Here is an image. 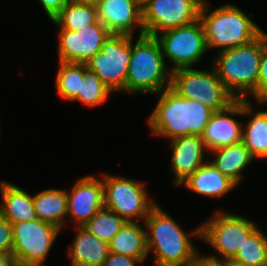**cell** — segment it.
I'll return each mask as SVG.
<instances>
[{
  "label": "cell",
  "mask_w": 267,
  "mask_h": 266,
  "mask_svg": "<svg viewBox=\"0 0 267 266\" xmlns=\"http://www.w3.org/2000/svg\"><path fill=\"white\" fill-rule=\"evenodd\" d=\"M108 244L111 253L137 258L143 262L148 257L146 227L138 222H126Z\"/></svg>",
  "instance_id": "cell-23"
},
{
  "label": "cell",
  "mask_w": 267,
  "mask_h": 266,
  "mask_svg": "<svg viewBox=\"0 0 267 266\" xmlns=\"http://www.w3.org/2000/svg\"><path fill=\"white\" fill-rule=\"evenodd\" d=\"M97 19L111 34L134 35L139 28V34H144L142 9L131 0H102L96 5Z\"/></svg>",
  "instance_id": "cell-16"
},
{
  "label": "cell",
  "mask_w": 267,
  "mask_h": 266,
  "mask_svg": "<svg viewBox=\"0 0 267 266\" xmlns=\"http://www.w3.org/2000/svg\"><path fill=\"white\" fill-rule=\"evenodd\" d=\"M187 266H221V260L216 255H201L198 253Z\"/></svg>",
  "instance_id": "cell-34"
},
{
  "label": "cell",
  "mask_w": 267,
  "mask_h": 266,
  "mask_svg": "<svg viewBox=\"0 0 267 266\" xmlns=\"http://www.w3.org/2000/svg\"><path fill=\"white\" fill-rule=\"evenodd\" d=\"M15 260L43 265L61 229L38 218L12 223Z\"/></svg>",
  "instance_id": "cell-12"
},
{
  "label": "cell",
  "mask_w": 267,
  "mask_h": 266,
  "mask_svg": "<svg viewBox=\"0 0 267 266\" xmlns=\"http://www.w3.org/2000/svg\"><path fill=\"white\" fill-rule=\"evenodd\" d=\"M2 205L0 214L11 224L36 219L33 196L17 185L0 182Z\"/></svg>",
  "instance_id": "cell-20"
},
{
  "label": "cell",
  "mask_w": 267,
  "mask_h": 266,
  "mask_svg": "<svg viewBox=\"0 0 267 266\" xmlns=\"http://www.w3.org/2000/svg\"><path fill=\"white\" fill-rule=\"evenodd\" d=\"M157 205L144 220L148 255H155V266H187L199 253L183 228Z\"/></svg>",
  "instance_id": "cell-2"
},
{
  "label": "cell",
  "mask_w": 267,
  "mask_h": 266,
  "mask_svg": "<svg viewBox=\"0 0 267 266\" xmlns=\"http://www.w3.org/2000/svg\"><path fill=\"white\" fill-rule=\"evenodd\" d=\"M69 248L70 266H102L110 253L109 244L77 226Z\"/></svg>",
  "instance_id": "cell-19"
},
{
  "label": "cell",
  "mask_w": 267,
  "mask_h": 266,
  "mask_svg": "<svg viewBox=\"0 0 267 266\" xmlns=\"http://www.w3.org/2000/svg\"><path fill=\"white\" fill-rule=\"evenodd\" d=\"M249 100L243 99V115L252 116L243 127L242 142L257 159L267 158V111H254ZM252 114V115H250Z\"/></svg>",
  "instance_id": "cell-22"
},
{
  "label": "cell",
  "mask_w": 267,
  "mask_h": 266,
  "mask_svg": "<svg viewBox=\"0 0 267 266\" xmlns=\"http://www.w3.org/2000/svg\"><path fill=\"white\" fill-rule=\"evenodd\" d=\"M155 37L160 43L163 57L173 64L170 67L172 72L198 64L208 50L200 19L188 25L158 33Z\"/></svg>",
  "instance_id": "cell-9"
},
{
  "label": "cell",
  "mask_w": 267,
  "mask_h": 266,
  "mask_svg": "<svg viewBox=\"0 0 267 266\" xmlns=\"http://www.w3.org/2000/svg\"><path fill=\"white\" fill-rule=\"evenodd\" d=\"M261 56L262 33L248 44L218 50L212 66L235 99L248 100L247 95L256 91Z\"/></svg>",
  "instance_id": "cell-5"
},
{
  "label": "cell",
  "mask_w": 267,
  "mask_h": 266,
  "mask_svg": "<svg viewBox=\"0 0 267 266\" xmlns=\"http://www.w3.org/2000/svg\"><path fill=\"white\" fill-rule=\"evenodd\" d=\"M73 0H40L48 19L52 18L62 9V7Z\"/></svg>",
  "instance_id": "cell-33"
},
{
  "label": "cell",
  "mask_w": 267,
  "mask_h": 266,
  "mask_svg": "<svg viewBox=\"0 0 267 266\" xmlns=\"http://www.w3.org/2000/svg\"><path fill=\"white\" fill-rule=\"evenodd\" d=\"M159 100L148 118L153 135L172 140L187 135L202 136L214 111L193 99L180 96L171 87L157 94Z\"/></svg>",
  "instance_id": "cell-1"
},
{
  "label": "cell",
  "mask_w": 267,
  "mask_h": 266,
  "mask_svg": "<svg viewBox=\"0 0 267 266\" xmlns=\"http://www.w3.org/2000/svg\"><path fill=\"white\" fill-rule=\"evenodd\" d=\"M74 1L81 2V3H86V4L97 5V4L100 3L102 0H74Z\"/></svg>",
  "instance_id": "cell-39"
},
{
  "label": "cell",
  "mask_w": 267,
  "mask_h": 266,
  "mask_svg": "<svg viewBox=\"0 0 267 266\" xmlns=\"http://www.w3.org/2000/svg\"><path fill=\"white\" fill-rule=\"evenodd\" d=\"M11 266H42V265L37 263L22 262L14 259Z\"/></svg>",
  "instance_id": "cell-37"
},
{
  "label": "cell",
  "mask_w": 267,
  "mask_h": 266,
  "mask_svg": "<svg viewBox=\"0 0 267 266\" xmlns=\"http://www.w3.org/2000/svg\"><path fill=\"white\" fill-rule=\"evenodd\" d=\"M84 75V64L59 61L56 89L62 99L71 101L79 92Z\"/></svg>",
  "instance_id": "cell-27"
},
{
  "label": "cell",
  "mask_w": 267,
  "mask_h": 266,
  "mask_svg": "<svg viewBox=\"0 0 267 266\" xmlns=\"http://www.w3.org/2000/svg\"><path fill=\"white\" fill-rule=\"evenodd\" d=\"M142 260L122 254L109 253L102 266H138Z\"/></svg>",
  "instance_id": "cell-32"
},
{
  "label": "cell",
  "mask_w": 267,
  "mask_h": 266,
  "mask_svg": "<svg viewBox=\"0 0 267 266\" xmlns=\"http://www.w3.org/2000/svg\"><path fill=\"white\" fill-rule=\"evenodd\" d=\"M259 104H267V33L262 32V56L259 64V78L256 91L251 95Z\"/></svg>",
  "instance_id": "cell-30"
},
{
  "label": "cell",
  "mask_w": 267,
  "mask_h": 266,
  "mask_svg": "<svg viewBox=\"0 0 267 266\" xmlns=\"http://www.w3.org/2000/svg\"><path fill=\"white\" fill-rule=\"evenodd\" d=\"M13 234L11 223L0 214V252L12 253Z\"/></svg>",
  "instance_id": "cell-31"
},
{
  "label": "cell",
  "mask_w": 267,
  "mask_h": 266,
  "mask_svg": "<svg viewBox=\"0 0 267 266\" xmlns=\"http://www.w3.org/2000/svg\"><path fill=\"white\" fill-rule=\"evenodd\" d=\"M209 152L215 155L210 162L237 185L241 182L242 171L254 159L256 160L242 141L233 145L222 146Z\"/></svg>",
  "instance_id": "cell-21"
},
{
  "label": "cell",
  "mask_w": 267,
  "mask_h": 266,
  "mask_svg": "<svg viewBox=\"0 0 267 266\" xmlns=\"http://www.w3.org/2000/svg\"><path fill=\"white\" fill-rule=\"evenodd\" d=\"M111 92L96 73L88 70L84 64V75L80 90L71 101H80L86 106L94 107L104 104Z\"/></svg>",
  "instance_id": "cell-29"
},
{
  "label": "cell",
  "mask_w": 267,
  "mask_h": 266,
  "mask_svg": "<svg viewBox=\"0 0 267 266\" xmlns=\"http://www.w3.org/2000/svg\"><path fill=\"white\" fill-rule=\"evenodd\" d=\"M169 141V147L172 150L170 172L174 174V183L179 186L208 161L204 159V152L207 149L199 135L181 136Z\"/></svg>",
  "instance_id": "cell-17"
},
{
  "label": "cell",
  "mask_w": 267,
  "mask_h": 266,
  "mask_svg": "<svg viewBox=\"0 0 267 266\" xmlns=\"http://www.w3.org/2000/svg\"><path fill=\"white\" fill-rule=\"evenodd\" d=\"M170 87L180 96L202 103L214 112L224 110L236 100L212 65L207 71L193 67L173 71Z\"/></svg>",
  "instance_id": "cell-7"
},
{
  "label": "cell",
  "mask_w": 267,
  "mask_h": 266,
  "mask_svg": "<svg viewBox=\"0 0 267 266\" xmlns=\"http://www.w3.org/2000/svg\"><path fill=\"white\" fill-rule=\"evenodd\" d=\"M110 34L99 20L80 31L60 29L58 33L59 61L85 64L101 51L104 41Z\"/></svg>",
  "instance_id": "cell-13"
},
{
  "label": "cell",
  "mask_w": 267,
  "mask_h": 266,
  "mask_svg": "<svg viewBox=\"0 0 267 266\" xmlns=\"http://www.w3.org/2000/svg\"><path fill=\"white\" fill-rule=\"evenodd\" d=\"M68 194L66 190L46 189L33 195L36 217L62 230L67 216Z\"/></svg>",
  "instance_id": "cell-24"
},
{
  "label": "cell",
  "mask_w": 267,
  "mask_h": 266,
  "mask_svg": "<svg viewBox=\"0 0 267 266\" xmlns=\"http://www.w3.org/2000/svg\"><path fill=\"white\" fill-rule=\"evenodd\" d=\"M183 185L196 194L211 198H222L238 186L222 174L210 160L179 184V186Z\"/></svg>",
  "instance_id": "cell-18"
},
{
  "label": "cell",
  "mask_w": 267,
  "mask_h": 266,
  "mask_svg": "<svg viewBox=\"0 0 267 266\" xmlns=\"http://www.w3.org/2000/svg\"><path fill=\"white\" fill-rule=\"evenodd\" d=\"M209 11L210 3L204 0L199 19L204 27L208 50L239 47L255 40L263 32L236 5L227 3Z\"/></svg>",
  "instance_id": "cell-4"
},
{
  "label": "cell",
  "mask_w": 267,
  "mask_h": 266,
  "mask_svg": "<svg viewBox=\"0 0 267 266\" xmlns=\"http://www.w3.org/2000/svg\"><path fill=\"white\" fill-rule=\"evenodd\" d=\"M101 175L105 208L126 222L145 220L157 205L155 200L148 197L144 182L107 173Z\"/></svg>",
  "instance_id": "cell-8"
},
{
  "label": "cell",
  "mask_w": 267,
  "mask_h": 266,
  "mask_svg": "<svg viewBox=\"0 0 267 266\" xmlns=\"http://www.w3.org/2000/svg\"><path fill=\"white\" fill-rule=\"evenodd\" d=\"M258 228L256 223L240 215L215 212L206 222L190 232L213 247L222 259H232L245 240ZM221 255V256H220Z\"/></svg>",
  "instance_id": "cell-6"
},
{
  "label": "cell",
  "mask_w": 267,
  "mask_h": 266,
  "mask_svg": "<svg viewBox=\"0 0 267 266\" xmlns=\"http://www.w3.org/2000/svg\"><path fill=\"white\" fill-rule=\"evenodd\" d=\"M131 1L141 9H143L147 5V2H148V0H131Z\"/></svg>",
  "instance_id": "cell-38"
},
{
  "label": "cell",
  "mask_w": 267,
  "mask_h": 266,
  "mask_svg": "<svg viewBox=\"0 0 267 266\" xmlns=\"http://www.w3.org/2000/svg\"><path fill=\"white\" fill-rule=\"evenodd\" d=\"M67 194V217L77 226H82L105 207L102 178L99 180L92 174L77 180Z\"/></svg>",
  "instance_id": "cell-14"
},
{
  "label": "cell",
  "mask_w": 267,
  "mask_h": 266,
  "mask_svg": "<svg viewBox=\"0 0 267 266\" xmlns=\"http://www.w3.org/2000/svg\"><path fill=\"white\" fill-rule=\"evenodd\" d=\"M125 82V92L158 94L171 86L172 71L168 69L159 41L155 36H138L133 45Z\"/></svg>",
  "instance_id": "cell-3"
},
{
  "label": "cell",
  "mask_w": 267,
  "mask_h": 266,
  "mask_svg": "<svg viewBox=\"0 0 267 266\" xmlns=\"http://www.w3.org/2000/svg\"><path fill=\"white\" fill-rule=\"evenodd\" d=\"M125 223L126 221L120 216L104 207L81 227L102 241L109 243Z\"/></svg>",
  "instance_id": "cell-28"
},
{
  "label": "cell",
  "mask_w": 267,
  "mask_h": 266,
  "mask_svg": "<svg viewBox=\"0 0 267 266\" xmlns=\"http://www.w3.org/2000/svg\"><path fill=\"white\" fill-rule=\"evenodd\" d=\"M96 5L71 1L50 20L59 29L80 31L97 21Z\"/></svg>",
  "instance_id": "cell-25"
},
{
  "label": "cell",
  "mask_w": 267,
  "mask_h": 266,
  "mask_svg": "<svg viewBox=\"0 0 267 266\" xmlns=\"http://www.w3.org/2000/svg\"><path fill=\"white\" fill-rule=\"evenodd\" d=\"M232 259L243 266H267V236L257 228Z\"/></svg>",
  "instance_id": "cell-26"
},
{
  "label": "cell",
  "mask_w": 267,
  "mask_h": 266,
  "mask_svg": "<svg viewBox=\"0 0 267 266\" xmlns=\"http://www.w3.org/2000/svg\"><path fill=\"white\" fill-rule=\"evenodd\" d=\"M221 266H243L233 259H222Z\"/></svg>",
  "instance_id": "cell-36"
},
{
  "label": "cell",
  "mask_w": 267,
  "mask_h": 266,
  "mask_svg": "<svg viewBox=\"0 0 267 266\" xmlns=\"http://www.w3.org/2000/svg\"><path fill=\"white\" fill-rule=\"evenodd\" d=\"M13 260L12 253L0 252V266H11Z\"/></svg>",
  "instance_id": "cell-35"
},
{
  "label": "cell",
  "mask_w": 267,
  "mask_h": 266,
  "mask_svg": "<svg viewBox=\"0 0 267 266\" xmlns=\"http://www.w3.org/2000/svg\"><path fill=\"white\" fill-rule=\"evenodd\" d=\"M131 56V36L110 34L101 51L85 63L112 91H125L128 65Z\"/></svg>",
  "instance_id": "cell-10"
},
{
  "label": "cell",
  "mask_w": 267,
  "mask_h": 266,
  "mask_svg": "<svg viewBox=\"0 0 267 266\" xmlns=\"http://www.w3.org/2000/svg\"><path fill=\"white\" fill-rule=\"evenodd\" d=\"M204 0H148L142 9L144 34L156 36L200 18Z\"/></svg>",
  "instance_id": "cell-11"
},
{
  "label": "cell",
  "mask_w": 267,
  "mask_h": 266,
  "mask_svg": "<svg viewBox=\"0 0 267 266\" xmlns=\"http://www.w3.org/2000/svg\"><path fill=\"white\" fill-rule=\"evenodd\" d=\"M241 115L243 99H236L224 110L214 112L201 136L208 151L242 141L244 125L232 117Z\"/></svg>",
  "instance_id": "cell-15"
}]
</instances>
